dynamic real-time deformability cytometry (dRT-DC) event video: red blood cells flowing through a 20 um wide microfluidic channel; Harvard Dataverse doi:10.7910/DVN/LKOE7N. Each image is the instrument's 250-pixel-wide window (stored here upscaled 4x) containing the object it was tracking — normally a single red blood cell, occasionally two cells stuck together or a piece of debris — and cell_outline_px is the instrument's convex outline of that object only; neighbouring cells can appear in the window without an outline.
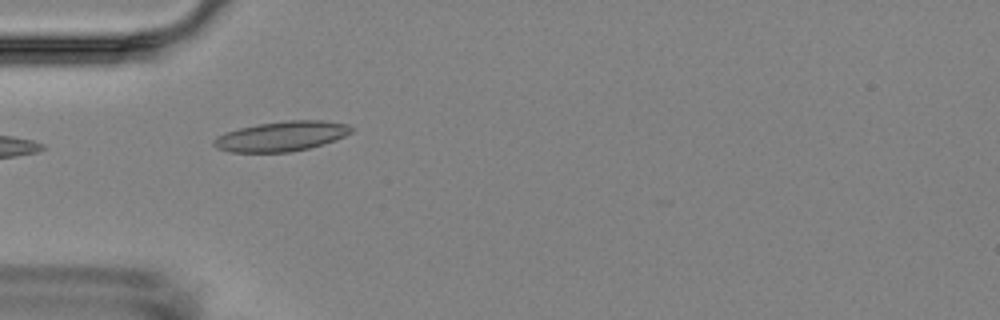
{"species": "Egyptian fruit bat (a non-hibernating species)", "species_latin": "Rousettus aegyptiacus", "temperature_condition": "room temperature", "stored_images_in_passage": 5, "camera_frame_rate_fps": 3000, "um_per_image_px": 0.085, "animal": {"sex": "female"}, "frame": {"image": 1, "passage_image": 4, "time_ms": 3.667, "image_size_px": [1000, 320], "cell_outline_px": [[352, 132], [336, 140], [308, 148], [288, 152], [232, 152], [216, 148], [212, 144], [212, 140], [216, 136], [240, 128], [256, 124], [284, 120], [324, 120], [348, 124], [352, 128]], "centroid_in_image_um": [23.92, 11.57], "position_along_channel_um": 61.1, "area_um2": 23.99}}